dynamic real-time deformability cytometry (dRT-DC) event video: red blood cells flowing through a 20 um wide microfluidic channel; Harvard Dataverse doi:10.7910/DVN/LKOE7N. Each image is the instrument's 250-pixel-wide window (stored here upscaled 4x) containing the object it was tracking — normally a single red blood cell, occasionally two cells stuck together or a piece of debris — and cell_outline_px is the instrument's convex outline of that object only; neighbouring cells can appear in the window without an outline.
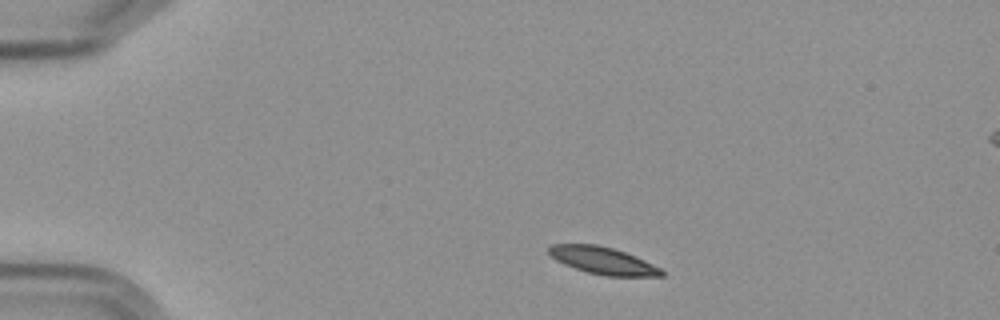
{"species": "Egyptian fruit bat (a non-hibernating species)", "species_latin": "Rousettus aegyptiacus", "temperature_condition": "cold", "stored_images_in_passage": 4, "camera_frame_rate_fps": 3000, "um_per_image_px": 0.085, "frame": {"image": 1, "passage_image": 1, "time_ms": 0.0, "image_size_px": [1000, 320], "cell_outline_px": [[664, 276], [604, 276], [588, 272], [564, 264], [556, 260], [548, 252], [548, 244], [596, 244], [612, 248], [636, 256], [660, 268], [664, 272]], "centroid_in_image_um": [51.23, 22.14], "position_along_channel_um": 33.8, "area_um2": 17.74}}
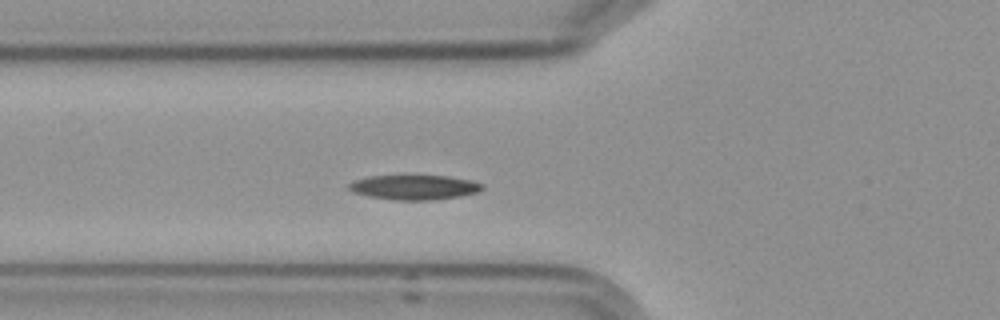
{"frame": {"image": 2, "passage_image": 4, "time_ms": 3.333, "image_size_px": [1000, 320], "cell_outline_px": [[484, 188], [480, 192], [460, 196], [432, 200], [392, 200], [368, 196], [352, 192], [348, 188], [348, 184], [352, 180], [368, 176], [448, 176], [472, 180], [484, 184]], "centroid_in_image_um": [35.22, 15.92], "position_along_channel_um": 90.6, "area_um2": 19.42}}